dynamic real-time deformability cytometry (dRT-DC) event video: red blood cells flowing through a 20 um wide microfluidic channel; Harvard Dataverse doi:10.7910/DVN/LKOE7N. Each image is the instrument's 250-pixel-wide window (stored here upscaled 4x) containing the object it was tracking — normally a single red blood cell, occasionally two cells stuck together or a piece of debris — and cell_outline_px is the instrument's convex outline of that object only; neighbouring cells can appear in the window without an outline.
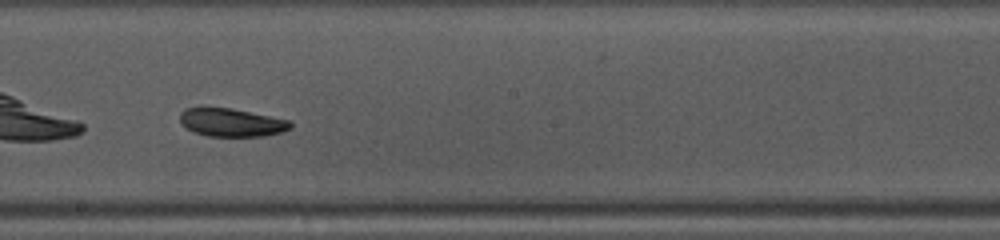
{"species": "common noctule bat (a hibernating species)", "species_latin": "Nyctalus noctula", "temperature_condition": "warm", "stored_images_in_passage": 37, "camera_frame_rate_fps": 3000, "um_per_image_px": 0.085, "animal": {"sex": "female", "body_mass_g": 10.0, "forearm_length_mm": 53.1}, "frame": {"image": 1, "passage_image": 16, "time_ms": 5.0, "image_size_px": [1000, 240], "cell_outline_px": [[292, 128], [280, 132], [264, 136], [208, 136], [192, 132], [180, 120], [180, 112], [184, 108], [200, 104], [232, 108], [292, 120]], "centroid_in_image_um": [19.64, 10.36], "position_along_channel_um": 228.6, "area_um2": 18.84}}
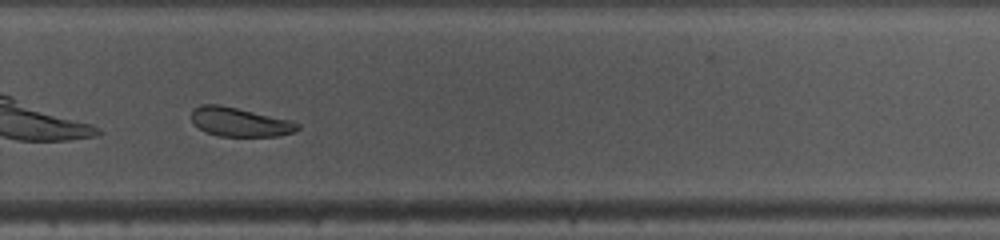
{"frame": {"image": 2, "passage_image": 22, "time_ms": 7.0, "image_size_px": [1000, 240], "cell_outline_px": [[300, 128], [292, 132], [276, 136], [220, 136], [204, 132], [192, 124], [192, 108], [200, 104], [220, 104], [292, 120], [300, 124]], "centroid_in_image_um": [20.34, 10.36], "position_along_channel_um": 309.5, "area_um2": 18.15}, "authors_computed_cell_mechanics": {"area_um2": 18.8428, "velocity_mm_per_s": 4.0556, "shape_relaxation_time_tau1_ms": 2.875, "shape_relaxation_time_tau2_ms": null, "deformation_change_tau1": 0.1003, "deformation_change_tau2": null}}